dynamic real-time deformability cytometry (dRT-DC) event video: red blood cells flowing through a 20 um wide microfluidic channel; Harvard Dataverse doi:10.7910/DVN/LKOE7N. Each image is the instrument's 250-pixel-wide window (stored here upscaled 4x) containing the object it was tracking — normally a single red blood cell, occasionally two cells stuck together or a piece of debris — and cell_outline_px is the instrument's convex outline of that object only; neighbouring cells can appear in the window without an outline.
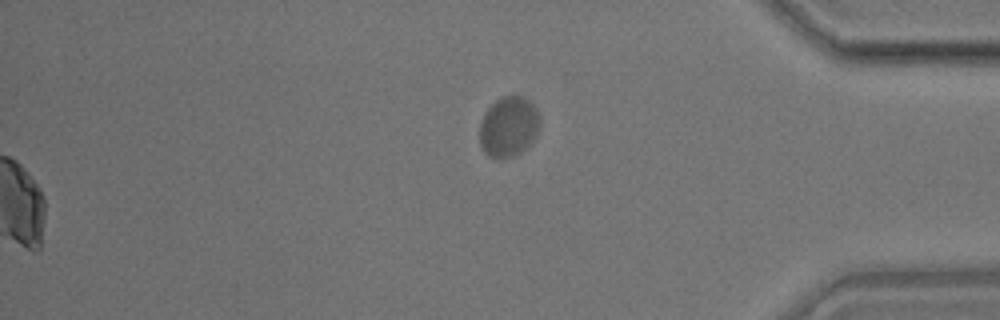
{"species": "common noctule bat (a hibernating species)", "species_latin": "Nyctalus noctula", "temperature_condition": "room temperature", "stored_images_in_passage": 50, "camera_frame_rate_fps": 3000, "um_per_image_px": 0.085, "animal": {"sex": "male", "body_mass_g": 17.9}, "frame": {"image": 1, "passage_image": 50, "time_ms": 16.333, "image_size_px": [1000, 320], "cell_outline_px": [[540, 124], [536, 136], [520, 152], [512, 156], [488, 156], [484, 152], [480, 144], [480, 124], [484, 112], [496, 100], [504, 96], [524, 96], [536, 108], [540, 116]], "centroid_in_image_um": [43.23, 10.73], "position_along_channel_um": 392.0, "area_um2": 20.87}}